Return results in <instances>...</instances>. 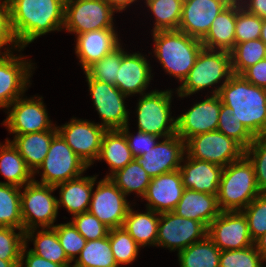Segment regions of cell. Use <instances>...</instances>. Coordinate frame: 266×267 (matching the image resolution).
I'll return each mask as SVG.
<instances>
[{"instance_id": "7a4b0ae2", "label": "cell", "mask_w": 266, "mask_h": 267, "mask_svg": "<svg viewBox=\"0 0 266 267\" xmlns=\"http://www.w3.org/2000/svg\"><path fill=\"white\" fill-rule=\"evenodd\" d=\"M222 104L231 108L238 122L254 136L266 135V89L233 74L221 87Z\"/></svg>"}, {"instance_id": "2e32d148", "label": "cell", "mask_w": 266, "mask_h": 267, "mask_svg": "<svg viewBox=\"0 0 266 267\" xmlns=\"http://www.w3.org/2000/svg\"><path fill=\"white\" fill-rule=\"evenodd\" d=\"M11 106L13 107L8 110L9 114L3 123L9 132L15 135L49 131L54 127L49 120L42 97L22 99L21 96L8 108Z\"/></svg>"}, {"instance_id": "c3c4849f", "label": "cell", "mask_w": 266, "mask_h": 267, "mask_svg": "<svg viewBox=\"0 0 266 267\" xmlns=\"http://www.w3.org/2000/svg\"><path fill=\"white\" fill-rule=\"evenodd\" d=\"M71 223L87 241L107 237L110 230L90 212L74 215Z\"/></svg>"}, {"instance_id": "52a82bcc", "label": "cell", "mask_w": 266, "mask_h": 267, "mask_svg": "<svg viewBox=\"0 0 266 267\" xmlns=\"http://www.w3.org/2000/svg\"><path fill=\"white\" fill-rule=\"evenodd\" d=\"M171 94V90H155L140 97L136 111L139 131L161 138L176 134V120L170 117Z\"/></svg>"}, {"instance_id": "8fae6325", "label": "cell", "mask_w": 266, "mask_h": 267, "mask_svg": "<svg viewBox=\"0 0 266 267\" xmlns=\"http://www.w3.org/2000/svg\"><path fill=\"white\" fill-rule=\"evenodd\" d=\"M208 227L199 221L178 216L173 211L160 213L156 246L181 251L207 236Z\"/></svg>"}, {"instance_id": "603a6c76", "label": "cell", "mask_w": 266, "mask_h": 267, "mask_svg": "<svg viewBox=\"0 0 266 267\" xmlns=\"http://www.w3.org/2000/svg\"><path fill=\"white\" fill-rule=\"evenodd\" d=\"M117 36L114 28L88 31L77 35L75 53L84 71L120 45Z\"/></svg>"}, {"instance_id": "60d3db41", "label": "cell", "mask_w": 266, "mask_h": 267, "mask_svg": "<svg viewBox=\"0 0 266 267\" xmlns=\"http://www.w3.org/2000/svg\"><path fill=\"white\" fill-rule=\"evenodd\" d=\"M234 111L221 104L217 131L238 142L245 150L253 142L254 136L233 116Z\"/></svg>"}, {"instance_id": "ac0fdd59", "label": "cell", "mask_w": 266, "mask_h": 267, "mask_svg": "<svg viewBox=\"0 0 266 267\" xmlns=\"http://www.w3.org/2000/svg\"><path fill=\"white\" fill-rule=\"evenodd\" d=\"M222 101L218 94L196 103L177 117L176 134L185 142L198 134L217 131Z\"/></svg>"}, {"instance_id": "11a10c76", "label": "cell", "mask_w": 266, "mask_h": 267, "mask_svg": "<svg viewBox=\"0 0 266 267\" xmlns=\"http://www.w3.org/2000/svg\"><path fill=\"white\" fill-rule=\"evenodd\" d=\"M110 7L115 11H122L127 8L128 5L133 3L136 0H105Z\"/></svg>"}, {"instance_id": "6f0895ef", "label": "cell", "mask_w": 266, "mask_h": 267, "mask_svg": "<svg viewBox=\"0 0 266 267\" xmlns=\"http://www.w3.org/2000/svg\"><path fill=\"white\" fill-rule=\"evenodd\" d=\"M20 261H5L0 259V267H18Z\"/></svg>"}, {"instance_id": "b9f144b4", "label": "cell", "mask_w": 266, "mask_h": 267, "mask_svg": "<svg viewBox=\"0 0 266 267\" xmlns=\"http://www.w3.org/2000/svg\"><path fill=\"white\" fill-rule=\"evenodd\" d=\"M262 18L249 13L236 0L235 45L260 38Z\"/></svg>"}, {"instance_id": "1f68e13d", "label": "cell", "mask_w": 266, "mask_h": 267, "mask_svg": "<svg viewBox=\"0 0 266 267\" xmlns=\"http://www.w3.org/2000/svg\"><path fill=\"white\" fill-rule=\"evenodd\" d=\"M35 231L36 228L24 232L25 242L30 239L34 241V249H30L31 252L53 263L61 264L63 267L72 266L53 228H43L37 232L36 237Z\"/></svg>"}, {"instance_id": "bcb514c9", "label": "cell", "mask_w": 266, "mask_h": 267, "mask_svg": "<svg viewBox=\"0 0 266 267\" xmlns=\"http://www.w3.org/2000/svg\"><path fill=\"white\" fill-rule=\"evenodd\" d=\"M13 227H0V259L5 261H20L25 245L24 231L18 233Z\"/></svg>"}, {"instance_id": "6da1fadb", "label": "cell", "mask_w": 266, "mask_h": 267, "mask_svg": "<svg viewBox=\"0 0 266 267\" xmlns=\"http://www.w3.org/2000/svg\"><path fill=\"white\" fill-rule=\"evenodd\" d=\"M8 1L11 25L20 51L37 37L64 28L66 0Z\"/></svg>"}, {"instance_id": "f5cc1de1", "label": "cell", "mask_w": 266, "mask_h": 267, "mask_svg": "<svg viewBox=\"0 0 266 267\" xmlns=\"http://www.w3.org/2000/svg\"><path fill=\"white\" fill-rule=\"evenodd\" d=\"M26 249H27V242H25V245L21 252V260L19 264L20 267H23V264H25V267H63L61 264L53 263L49 260H46L38 256L37 254L31 252L30 250L27 251ZM24 259L25 263H23Z\"/></svg>"}, {"instance_id": "f546056e", "label": "cell", "mask_w": 266, "mask_h": 267, "mask_svg": "<svg viewBox=\"0 0 266 267\" xmlns=\"http://www.w3.org/2000/svg\"><path fill=\"white\" fill-rule=\"evenodd\" d=\"M105 160L112 174L124 168L135 158L128 146L125 135L120 130H107L102 138L101 150L97 160Z\"/></svg>"}, {"instance_id": "9c48e42d", "label": "cell", "mask_w": 266, "mask_h": 267, "mask_svg": "<svg viewBox=\"0 0 266 267\" xmlns=\"http://www.w3.org/2000/svg\"><path fill=\"white\" fill-rule=\"evenodd\" d=\"M88 168L71 147L57 134L49 147V151L38 169H42L41 184L56 186L71 179L82 176Z\"/></svg>"}, {"instance_id": "816d5d0a", "label": "cell", "mask_w": 266, "mask_h": 267, "mask_svg": "<svg viewBox=\"0 0 266 267\" xmlns=\"http://www.w3.org/2000/svg\"><path fill=\"white\" fill-rule=\"evenodd\" d=\"M241 75L251 84L266 89V58L247 68Z\"/></svg>"}, {"instance_id": "5bb4252c", "label": "cell", "mask_w": 266, "mask_h": 267, "mask_svg": "<svg viewBox=\"0 0 266 267\" xmlns=\"http://www.w3.org/2000/svg\"><path fill=\"white\" fill-rule=\"evenodd\" d=\"M207 236L221 250H239L254 245L242 211H221L209 224Z\"/></svg>"}, {"instance_id": "5b68a950", "label": "cell", "mask_w": 266, "mask_h": 267, "mask_svg": "<svg viewBox=\"0 0 266 267\" xmlns=\"http://www.w3.org/2000/svg\"><path fill=\"white\" fill-rule=\"evenodd\" d=\"M233 75L231 53L226 50L202 48L198 54L195 64L190 70L187 78L177 88L179 97L189 96L197 91L215 85L223 77V84L213 91V95L219 94L221 87Z\"/></svg>"}, {"instance_id": "8d00e7d4", "label": "cell", "mask_w": 266, "mask_h": 267, "mask_svg": "<svg viewBox=\"0 0 266 267\" xmlns=\"http://www.w3.org/2000/svg\"><path fill=\"white\" fill-rule=\"evenodd\" d=\"M184 0H146V5L156 17V31L178 30Z\"/></svg>"}, {"instance_id": "d4e9b609", "label": "cell", "mask_w": 266, "mask_h": 267, "mask_svg": "<svg viewBox=\"0 0 266 267\" xmlns=\"http://www.w3.org/2000/svg\"><path fill=\"white\" fill-rule=\"evenodd\" d=\"M173 212L180 217L202 222L208 227L221 210L217 195L185 189Z\"/></svg>"}, {"instance_id": "e0dca14e", "label": "cell", "mask_w": 266, "mask_h": 267, "mask_svg": "<svg viewBox=\"0 0 266 267\" xmlns=\"http://www.w3.org/2000/svg\"><path fill=\"white\" fill-rule=\"evenodd\" d=\"M23 59V60H22ZM32 63L15 57L7 48L0 54V108H7L22 94L30 83ZM31 72V73H30Z\"/></svg>"}, {"instance_id": "ba28073f", "label": "cell", "mask_w": 266, "mask_h": 267, "mask_svg": "<svg viewBox=\"0 0 266 267\" xmlns=\"http://www.w3.org/2000/svg\"><path fill=\"white\" fill-rule=\"evenodd\" d=\"M185 153L192 159L226 167L245 155V149L219 131L201 133L185 142Z\"/></svg>"}, {"instance_id": "f6af8a7d", "label": "cell", "mask_w": 266, "mask_h": 267, "mask_svg": "<svg viewBox=\"0 0 266 267\" xmlns=\"http://www.w3.org/2000/svg\"><path fill=\"white\" fill-rule=\"evenodd\" d=\"M264 261L255 245H252L239 250L221 251L219 267H263Z\"/></svg>"}, {"instance_id": "30bf717a", "label": "cell", "mask_w": 266, "mask_h": 267, "mask_svg": "<svg viewBox=\"0 0 266 267\" xmlns=\"http://www.w3.org/2000/svg\"><path fill=\"white\" fill-rule=\"evenodd\" d=\"M114 12L105 0H66L64 28L76 35L114 28Z\"/></svg>"}, {"instance_id": "7bdbcfd3", "label": "cell", "mask_w": 266, "mask_h": 267, "mask_svg": "<svg viewBox=\"0 0 266 267\" xmlns=\"http://www.w3.org/2000/svg\"><path fill=\"white\" fill-rule=\"evenodd\" d=\"M242 212L247 218L249 233L255 242L266 232V193L259 194Z\"/></svg>"}, {"instance_id": "f35d334b", "label": "cell", "mask_w": 266, "mask_h": 267, "mask_svg": "<svg viewBox=\"0 0 266 267\" xmlns=\"http://www.w3.org/2000/svg\"><path fill=\"white\" fill-rule=\"evenodd\" d=\"M108 236L114 260L118 267L119 265L131 264L136 259L141 246L123 227L110 229Z\"/></svg>"}, {"instance_id": "3957f363", "label": "cell", "mask_w": 266, "mask_h": 267, "mask_svg": "<svg viewBox=\"0 0 266 267\" xmlns=\"http://www.w3.org/2000/svg\"><path fill=\"white\" fill-rule=\"evenodd\" d=\"M153 38L155 57L165 72L183 83L203 48L201 40L179 30L156 31Z\"/></svg>"}, {"instance_id": "74e56055", "label": "cell", "mask_w": 266, "mask_h": 267, "mask_svg": "<svg viewBox=\"0 0 266 267\" xmlns=\"http://www.w3.org/2000/svg\"><path fill=\"white\" fill-rule=\"evenodd\" d=\"M230 53L232 72L241 75L247 68L266 58V45L258 38L236 44Z\"/></svg>"}, {"instance_id": "d590c367", "label": "cell", "mask_w": 266, "mask_h": 267, "mask_svg": "<svg viewBox=\"0 0 266 267\" xmlns=\"http://www.w3.org/2000/svg\"><path fill=\"white\" fill-rule=\"evenodd\" d=\"M22 188L0 184V227H13L23 231L21 217V190Z\"/></svg>"}, {"instance_id": "484cf974", "label": "cell", "mask_w": 266, "mask_h": 267, "mask_svg": "<svg viewBox=\"0 0 266 267\" xmlns=\"http://www.w3.org/2000/svg\"><path fill=\"white\" fill-rule=\"evenodd\" d=\"M57 134V128L54 126L49 131L15 135L11 142L25 160L28 168L35 174L39 173L38 168L42 165L52 139Z\"/></svg>"}, {"instance_id": "681fc988", "label": "cell", "mask_w": 266, "mask_h": 267, "mask_svg": "<svg viewBox=\"0 0 266 267\" xmlns=\"http://www.w3.org/2000/svg\"><path fill=\"white\" fill-rule=\"evenodd\" d=\"M120 131L125 135L134 158L142 156L146 151L153 148L158 143V141H155L160 138L154 134L144 133L139 130L137 135L133 136L129 132L128 125L123 127Z\"/></svg>"}, {"instance_id": "680465c9", "label": "cell", "mask_w": 266, "mask_h": 267, "mask_svg": "<svg viewBox=\"0 0 266 267\" xmlns=\"http://www.w3.org/2000/svg\"><path fill=\"white\" fill-rule=\"evenodd\" d=\"M260 39L265 43L266 45V19L262 20V28L260 33Z\"/></svg>"}, {"instance_id": "d6986e66", "label": "cell", "mask_w": 266, "mask_h": 267, "mask_svg": "<svg viewBox=\"0 0 266 267\" xmlns=\"http://www.w3.org/2000/svg\"><path fill=\"white\" fill-rule=\"evenodd\" d=\"M234 0H184L179 31L202 40L218 14Z\"/></svg>"}, {"instance_id": "db71d44e", "label": "cell", "mask_w": 266, "mask_h": 267, "mask_svg": "<svg viewBox=\"0 0 266 267\" xmlns=\"http://www.w3.org/2000/svg\"><path fill=\"white\" fill-rule=\"evenodd\" d=\"M241 1V7L251 14L262 19H266V0H238ZM244 3V4H243Z\"/></svg>"}, {"instance_id": "9a60e30c", "label": "cell", "mask_w": 266, "mask_h": 267, "mask_svg": "<svg viewBox=\"0 0 266 267\" xmlns=\"http://www.w3.org/2000/svg\"><path fill=\"white\" fill-rule=\"evenodd\" d=\"M91 97L106 130H121L128 125V111L124 105L127 97L116 86L91 79L86 73Z\"/></svg>"}, {"instance_id": "4fadbf2b", "label": "cell", "mask_w": 266, "mask_h": 267, "mask_svg": "<svg viewBox=\"0 0 266 267\" xmlns=\"http://www.w3.org/2000/svg\"><path fill=\"white\" fill-rule=\"evenodd\" d=\"M126 195L109 179L98 182L92 193L88 212L110 229L122 227L130 209Z\"/></svg>"}, {"instance_id": "ab89813d", "label": "cell", "mask_w": 266, "mask_h": 267, "mask_svg": "<svg viewBox=\"0 0 266 267\" xmlns=\"http://www.w3.org/2000/svg\"><path fill=\"white\" fill-rule=\"evenodd\" d=\"M122 46H118L101 60L88 67L86 73L91 79L116 86V76L121 65Z\"/></svg>"}, {"instance_id": "e575fe53", "label": "cell", "mask_w": 266, "mask_h": 267, "mask_svg": "<svg viewBox=\"0 0 266 267\" xmlns=\"http://www.w3.org/2000/svg\"><path fill=\"white\" fill-rule=\"evenodd\" d=\"M73 267H118L109 236L87 241Z\"/></svg>"}, {"instance_id": "ffe728a7", "label": "cell", "mask_w": 266, "mask_h": 267, "mask_svg": "<svg viewBox=\"0 0 266 267\" xmlns=\"http://www.w3.org/2000/svg\"><path fill=\"white\" fill-rule=\"evenodd\" d=\"M185 152V141L174 134L164 138L135 160L151 178H154L179 169Z\"/></svg>"}, {"instance_id": "cb8c5ba5", "label": "cell", "mask_w": 266, "mask_h": 267, "mask_svg": "<svg viewBox=\"0 0 266 267\" xmlns=\"http://www.w3.org/2000/svg\"><path fill=\"white\" fill-rule=\"evenodd\" d=\"M186 164L179 171L185 189L218 195L223 167L186 156Z\"/></svg>"}, {"instance_id": "836d02e7", "label": "cell", "mask_w": 266, "mask_h": 267, "mask_svg": "<svg viewBox=\"0 0 266 267\" xmlns=\"http://www.w3.org/2000/svg\"><path fill=\"white\" fill-rule=\"evenodd\" d=\"M109 179L125 194L136 192L144 196L151 182V177L134 159L121 170L112 174Z\"/></svg>"}, {"instance_id": "d6a6232c", "label": "cell", "mask_w": 266, "mask_h": 267, "mask_svg": "<svg viewBox=\"0 0 266 267\" xmlns=\"http://www.w3.org/2000/svg\"><path fill=\"white\" fill-rule=\"evenodd\" d=\"M221 250L206 236L178 252L180 267H219Z\"/></svg>"}, {"instance_id": "44dd1931", "label": "cell", "mask_w": 266, "mask_h": 267, "mask_svg": "<svg viewBox=\"0 0 266 267\" xmlns=\"http://www.w3.org/2000/svg\"><path fill=\"white\" fill-rule=\"evenodd\" d=\"M185 188L179 169L151 179L145 195L147 209L157 213L174 211Z\"/></svg>"}, {"instance_id": "f1b7e54d", "label": "cell", "mask_w": 266, "mask_h": 267, "mask_svg": "<svg viewBox=\"0 0 266 267\" xmlns=\"http://www.w3.org/2000/svg\"><path fill=\"white\" fill-rule=\"evenodd\" d=\"M0 173L8 181L0 182V184H10L22 188L34 180L32 178L34 174L26 165L17 148L8 139L4 145L0 144Z\"/></svg>"}, {"instance_id": "277c9868", "label": "cell", "mask_w": 266, "mask_h": 267, "mask_svg": "<svg viewBox=\"0 0 266 267\" xmlns=\"http://www.w3.org/2000/svg\"><path fill=\"white\" fill-rule=\"evenodd\" d=\"M259 194L253 165L245 155L223 167L217 195L221 211H242Z\"/></svg>"}, {"instance_id": "4dcf8cb0", "label": "cell", "mask_w": 266, "mask_h": 267, "mask_svg": "<svg viewBox=\"0 0 266 267\" xmlns=\"http://www.w3.org/2000/svg\"><path fill=\"white\" fill-rule=\"evenodd\" d=\"M159 220L160 213L150 209L145 213H137L130 207L122 227L139 246H154L158 237Z\"/></svg>"}, {"instance_id": "f907efd6", "label": "cell", "mask_w": 266, "mask_h": 267, "mask_svg": "<svg viewBox=\"0 0 266 267\" xmlns=\"http://www.w3.org/2000/svg\"><path fill=\"white\" fill-rule=\"evenodd\" d=\"M2 1V0H0ZM11 43L19 48L11 25L10 5L8 0L0 2V48Z\"/></svg>"}, {"instance_id": "8992f818", "label": "cell", "mask_w": 266, "mask_h": 267, "mask_svg": "<svg viewBox=\"0 0 266 267\" xmlns=\"http://www.w3.org/2000/svg\"><path fill=\"white\" fill-rule=\"evenodd\" d=\"M23 187L20 202L23 231L39 226L42 229L53 228L58 213V199L51 195L55 187L38 183L35 179Z\"/></svg>"}, {"instance_id": "9f6ffc18", "label": "cell", "mask_w": 266, "mask_h": 267, "mask_svg": "<svg viewBox=\"0 0 266 267\" xmlns=\"http://www.w3.org/2000/svg\"><path fill=\"white\" fill-rule=\"evenodd\" d=\"M254 245L260 255L266 260V232L254 242Z\"/></svg>"}, {"instance_id": "7c38bea8", "label": "cell", "mask_w": 266, "mask_h": 267, "mask_svg": "<svg viewBox=\"0 0 266 267\" xmlns=\"http://www.w3.org/2000/svg\"><path fill=\"white\" fill-rule=\"evenodd\" d=\"M56 128L57 133L88 167L98 159L102 138L107 131L100 124L72 118L67 124Z\"/></svg>"}, {"instance_id": "7dc6e473", "label": "cell", "mask_w": 266, "mask_h": 267, "mask_svg": "<svg viewBox=\"0 0 266 267\" xmlns=\"http://www.w3.org/2000/svg\"><path fill=\"white\" fill-rule=\"evenodd\" d=\"M67 258L72 262L79 255L87 240L76 230L71 222L53 227Z\"/></svg>"}, {"instance_id": "4316f807", "label": "cell", "mask_w": 266, "mask_h": 267, "mask_svg": "<svg viewBox=\"0 0 266 267\" xmlns=\"http://www.w3.org/2000/svg\"><path fill=\"white\" fill-rule=\"evenodd\" d=\"M97 177H77L55 186L60 188V199L57 200L58 209L65 207L72 215L88 212L92 189Z\"/></svg>"}, {"instance_id": "83f0119b", "label": "cell", "mask_w": 266, "mask_h": 267, "mask_svg": "<svg viewBox=\"0 0 266 267\" xmlns=\"http://www.w3.org/2000/svg\"><path fill=\"white\" fill-rule=\"evenodd\" d=\"M236 0L216 16L206 36L204 48L231 51L235 47Z\"/></svg>"}, {"instance_id": "7402d4cb", "label": "cell", "mask_w": 266, "mask_h": 267, "mask_svg": "<svg viewBox=\"0 0 266 267\" xmlns=\"http://www.w3.org/2000/svg\"><path fill=\"white\" fill-rule=\"evenodd\" d=\"M151 70L147 59L140 53L127 54L122 49L121 65L116 76V87L126 96L140 93L148 87Z\"/></svg>"}, {"instance_id": "ee69618b", "label": "cell", "mask_w": 266, "mask_h": 267, "mask_svg": "<svg viewBox=\"0 0 266 267\" xmlns=\"http://www.w3.org/2000/svg\"><path fill=\"white\" fill-rule=\"evenodd\" d=\"M245 156L253 165L260 192L266 193V135L254 137L245 150Z\"/></svg>"}]
</instances>
